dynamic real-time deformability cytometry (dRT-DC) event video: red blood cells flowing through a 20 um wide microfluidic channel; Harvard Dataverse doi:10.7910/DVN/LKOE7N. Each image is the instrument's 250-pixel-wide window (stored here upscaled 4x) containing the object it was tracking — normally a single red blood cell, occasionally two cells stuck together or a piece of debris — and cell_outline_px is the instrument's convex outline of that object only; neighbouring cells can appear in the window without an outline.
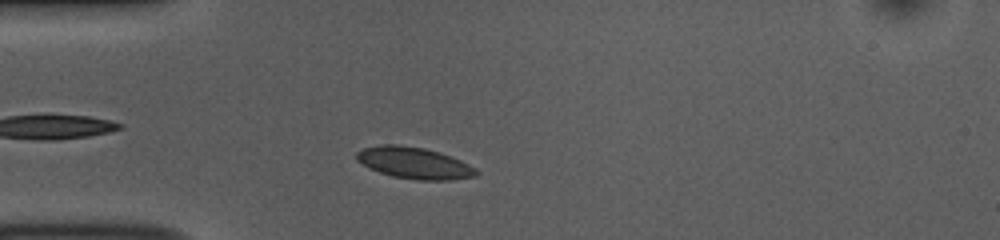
{"species": "common noctule bat (a hibernating species)", "species_latin": "Nyctalus noctula", "temperature_condition": "room temperature", "stored_images_in_passage": 43, "camera_frame_rate_fps": 3000, "um_per_image_px": 0.085, "animal": {"sex": "female", "body_mass_g": 10.0, "forearm_length_mm": 53.1}, "frame": {"image": 1, "passage_image": 5, "time_ms": 1.333, "image_size_px": [1000, 240], "cell_outline_px": [[480, 172], [476, 176], [452, 180], [416, 180], [392, 176], [380, 172], [356, 160], [356, 152], [364, 148], [380, 144], [396, 144], [424, 148], [440, 152], [460, 160], [476, 168]], "centroid_in_image_um": [35.24, 13.85], "position_along_channel_um": 49.8, "area_um2": 21.96}}
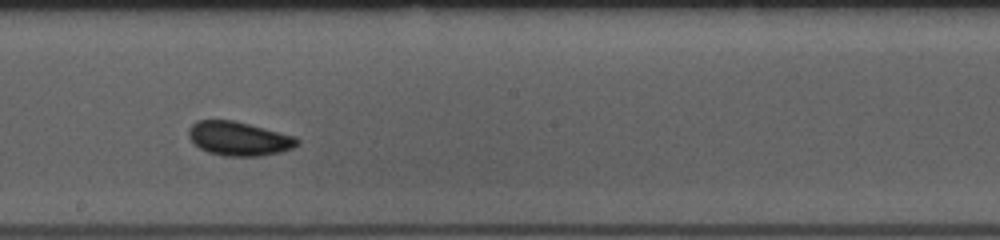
{"frame": {"image": 2, "passage_image": 20, "time_ms": 6.333, "image_size_px": [1000, 240], "cell_outline_px": [[300, 144], [292, 148], [280, 152], [260, 156], [224, 156], [208, 152], [200, 148], [188, 136], [188, 128], [196, 120], [232, 120], [296, 136], [300, 140]], "centroid_in_image_um": [20.32, 11.78], "position_along_channel_um": 227.9, "area_um2": 21.5}}
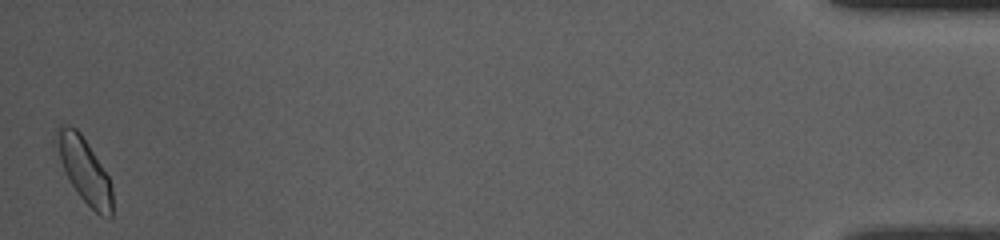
{"frame": {"image": 3, "passage_image": 43, "time_ms": 14.0, "image_size_px": [1000, 240], "cell_outline_px": [[112, 220], [108, 220], [100, 216], [80, 196], [72, 184], [52, 144], [56, 128], [60, 124], [68, 124], [76, 128], [80, 132], [88, 144], [108, 176], [112, 188]], "centroid_in_image_um": [7.14, 14.42], "position_along_channel_um": 428.1, "area_um2": 21.27}, "authors_computed_cell_mechanics": {"area_um2": 20.6346, "velocity_mm_per_s": 3.7747, "shape_relaxation_time_tau1_ms": 2.2878, "shape_relaxation_time_tau2_ms": 1.4971, "deformation_change_tau1": 0.0692, "deformation_change_tau2": 0.0455}}